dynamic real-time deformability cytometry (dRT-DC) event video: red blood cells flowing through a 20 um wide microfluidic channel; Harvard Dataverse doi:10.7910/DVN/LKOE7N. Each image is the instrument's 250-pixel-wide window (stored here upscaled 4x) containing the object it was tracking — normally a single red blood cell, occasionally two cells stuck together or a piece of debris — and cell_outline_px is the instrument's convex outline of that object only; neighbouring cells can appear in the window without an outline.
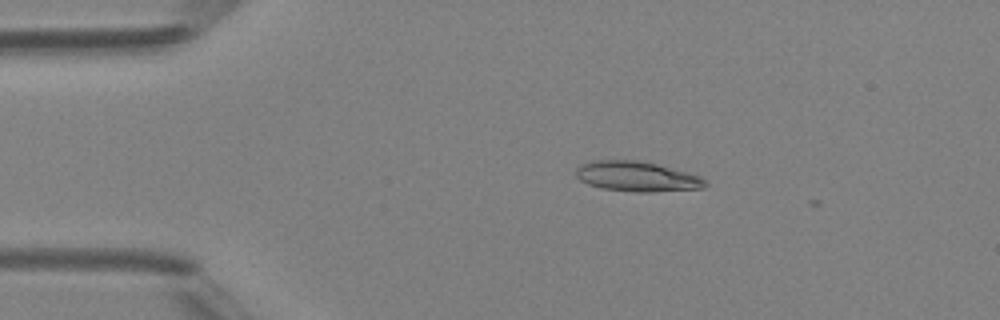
{"species": "Egyptian fruit bat (a non-hibernating species)", "species_latin": "Rousettus aegyptiacus", "temperature_condition": "room temperature", "stored_images_in_passage": 3, "camera_frame_rate_fps": 3000, "um_per_image_px": 0.085, "animal": {"sex": "female"}, "frame": {"image": 1, "passage_image": 2, "time_ms": 2.0, "image_size_px": [1000, 320], "cell_outline_px": [[708, 184], [704, 188], [652, 192], [636, 192], [600, 188], [588, 184], [580, 180], [576, 176], [576, 168], [580, 164], [592, 160], [636, 160], [656, 164], [700, 176], [708, 180]], "centroid_in_image_um": [54.13, 15.0], "position_along_channel_um": 30.9, "area_um2": 22.72}}